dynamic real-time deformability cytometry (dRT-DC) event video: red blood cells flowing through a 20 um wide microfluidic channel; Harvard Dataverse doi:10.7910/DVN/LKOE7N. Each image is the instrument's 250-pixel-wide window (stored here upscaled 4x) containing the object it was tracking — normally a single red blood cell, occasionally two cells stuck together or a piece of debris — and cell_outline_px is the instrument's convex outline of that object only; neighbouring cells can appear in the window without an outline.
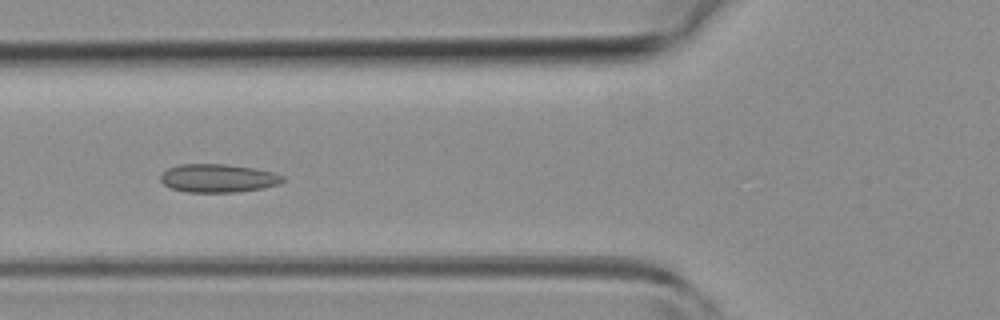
{"species": "common noctule bat (a hibernating species)", "species_latin": "Nyctalus noctula", "temperature_condition": "room temperature", "stored_images_in_passage": 5, "camera_frame_rate_fps": 3000, "um_per_image_px": 0.085, "animal": {"sex": "female", "body_mass_g": 19.3, "forearm_length_mm": 54.1}, "frame": {"image": 1, "passage_image": 4, "time_ms": 4.333, "image_size_px": [1000, 320], "cell_outline_px": [[284, 180], [280, 184], [264, 188], [236, 192], [188, 192], [172, 188], [164, 184], [160, 180], [160, 176], [168, 168], [180, 164], [228, 164], [256, 168], [272, 172], [284, 176]], "centroid_in_image_um": [18.57, 15.14], "position_along_channel_um": 107.2, "area_um2": 20.23}}
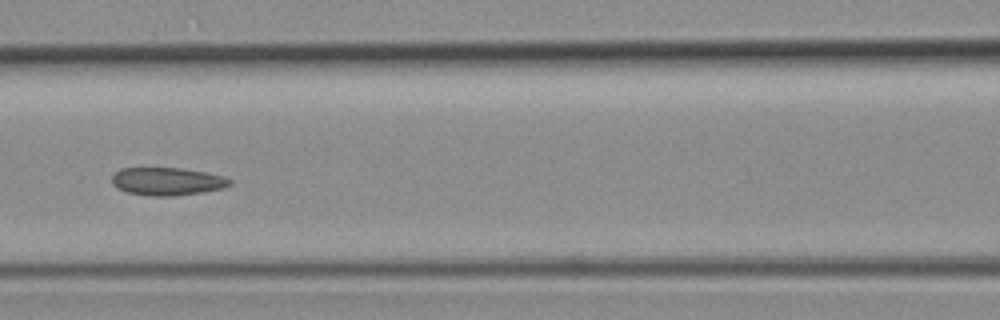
{"frame": {"image": 2, "passage_image": 5, "time_ms": 5.333, "image_size_px": [1000, 320], "cell_outline_px": [[232, 184], [224, 188], [200, 192], [172, 196], [148, 196], [128, 192], [116, 188], [112, 184], [112, 176], [120, 168], [180, 168], [204, 172], [224, 176], [232, 180]], "centroid_in_image_um": [14.2, 15.42], "position_along_channel_um": 152.4, "area_um2": 19.13}}